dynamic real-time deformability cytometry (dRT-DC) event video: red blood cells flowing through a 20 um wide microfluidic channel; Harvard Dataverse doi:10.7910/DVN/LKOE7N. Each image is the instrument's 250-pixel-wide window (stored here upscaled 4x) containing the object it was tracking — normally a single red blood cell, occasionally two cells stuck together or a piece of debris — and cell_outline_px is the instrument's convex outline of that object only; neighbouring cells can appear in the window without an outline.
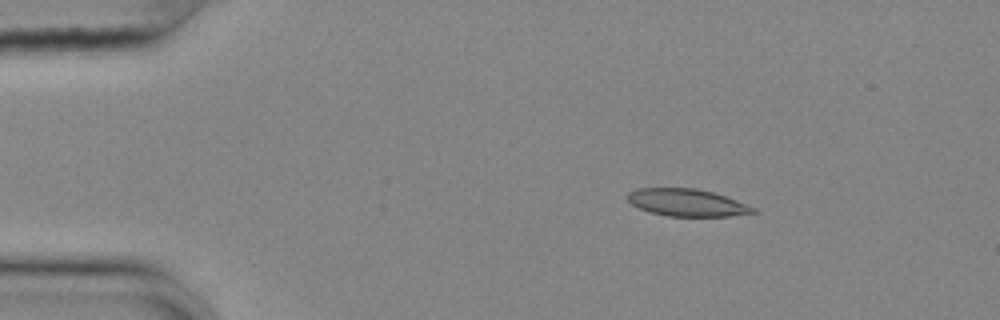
{"species": "common noctule bat (a hibernating species)", "species_latin": "Nyctalus noctula", "temperature_condition": "cold", "stored_images_in_passage": 54, "camera_frame_rate_fps": 3000, "um_per_image_px": 0.085, "animal": {"sex": "female", "body_mass_g": 25.1}, "frame": {"image": 1, "passage_image": 8, "time_ms": 2.333, "image_size_px": [1000, 320], "cell_outline_px": [[760, 212], [728, 216], [668, 216], [648, 212], [632, 204], [628, 200], [628, 192], [636, 188], [696, 188], [712, 192], [736, 200], [756, 208]], "centroid_in_image_um": [58.39, 17.22], "position_along_channel_um": 26.6, "area_um2": 19.94}}
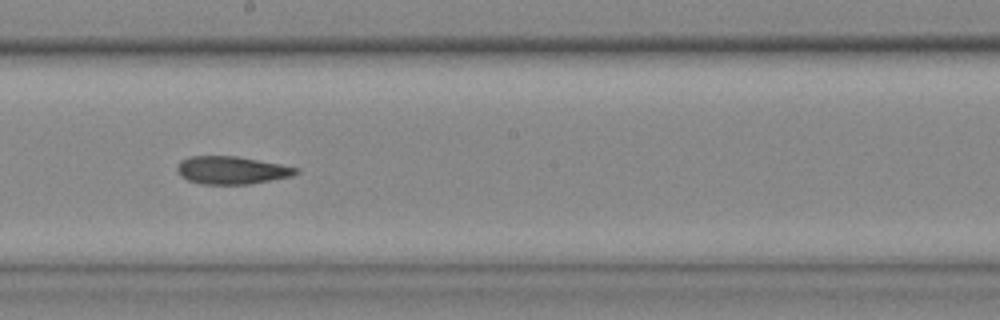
{"frame": {"image": 2, "passage_image": 30, "time_ms": 9.667, "image_size_px": [1000, 320], "cell_outline_px": [[300, 172], [292, 176], [248, 184], [200, 184], [188, 180], [180, 176], [176, 168], [180, 160], [188, 156], [236, 156], [280, 164], [300, 168]], "centroid_in_image_um": [19.67, 14.46], "position_along_channel_um": 228.5, "area_um2": 19.31}}
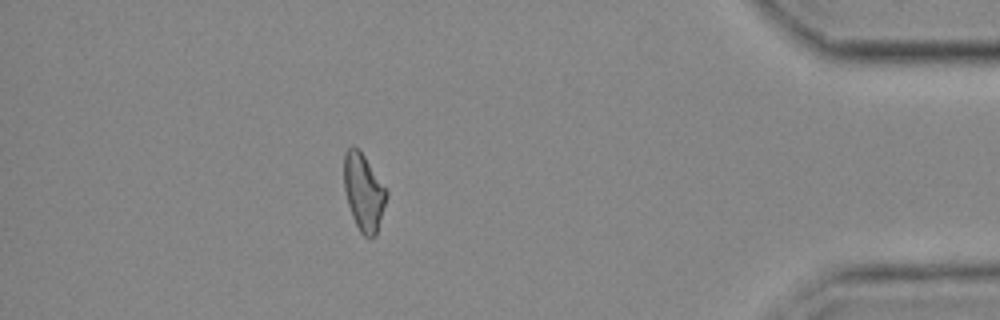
{"frame": {"image": 3, "passage_image": 48, "time_ms": 15.667, "image_size_px": [1000, 320], "cell_outline_px": [[388, 196], [376, 236], [364, 236], [360, 232], [352, 216], [348, 204], [344, 188], [344, 152], [352, 144], [364, 156], [388, 192]], "centroid_in_image_um": [30.91, 16.34], "position_along_channel_um": 404.3, "area_um2": 18.9}, "authors_computed_cell_mechanics": {"area_um2": 19.8254, "velocity_mm_per_s": 3.6564, "shape_relaxation_time_tau1_ms": null, "shape_relaxation_time_tau2_ms": 4.3528, "deformation_change_tau1": null, "deformation_change_tau2": 0.1296}}